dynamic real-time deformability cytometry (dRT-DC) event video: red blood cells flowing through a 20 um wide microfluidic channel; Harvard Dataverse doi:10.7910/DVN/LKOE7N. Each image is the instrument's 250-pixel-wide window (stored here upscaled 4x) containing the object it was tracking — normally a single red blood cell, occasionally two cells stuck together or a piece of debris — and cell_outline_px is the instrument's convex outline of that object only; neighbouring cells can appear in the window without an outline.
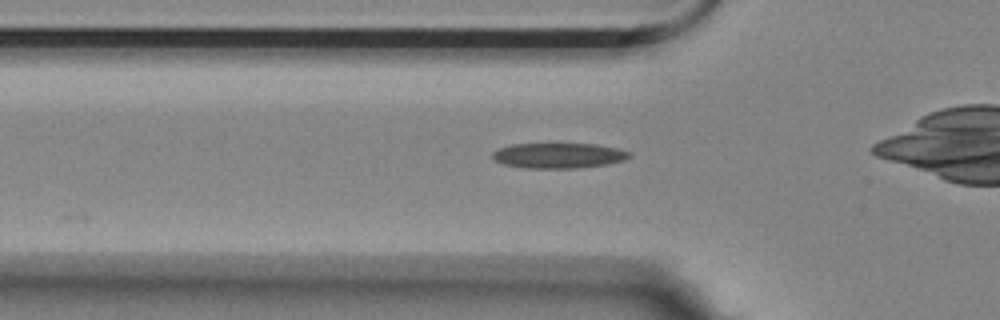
{"species": "Egyptian fruit bat (a non-hibernating species)", "species_latin": "Rousettus aegyptiacus", "temperature_condition": "room temperature", "stored_images_in_passage": 32, "camera_frame_rate_fps": 3000, "um_per_image_px": 0.085, "animal": {"sex": "female"}, "frame": {"image": 1, "passage_image": 3, "time_ms": 0.667, "image_size_px": [1000, 320], "cell_outline_px": [[632, 156], [624, 160], [608, 164], [576, 168], [524, 168], [504, 164], [492, 160], [492, 152], [500, 148], [512, 144], [596, 144], [616, 148], [632, 152]], "centroid_in_image_um": [47.48, 13.22], "position_along_channel_um": 78.3, "area_um2": 20.23}}
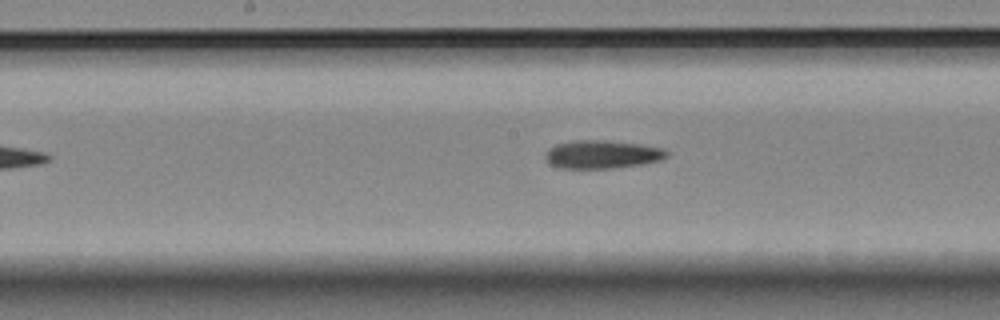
{"frame": {"image": 2, "passage_image": 13, "time_ms": 4.0, "image_size_px": [1000, 320], "cell_outline_px": [[668, 156], [664, 160], [640, 164], [612, 168], [560, 168], [548, 164], [544, 160], [544, 156], [548, 148], [556, 144], [576, 140], [604, 140], [640, 144], [664, 148], [668, 152]], "centroid_in_image_um": [51.16, 13.12], "position_along_channel_um": 197.0, "area_um2": 20.17}}
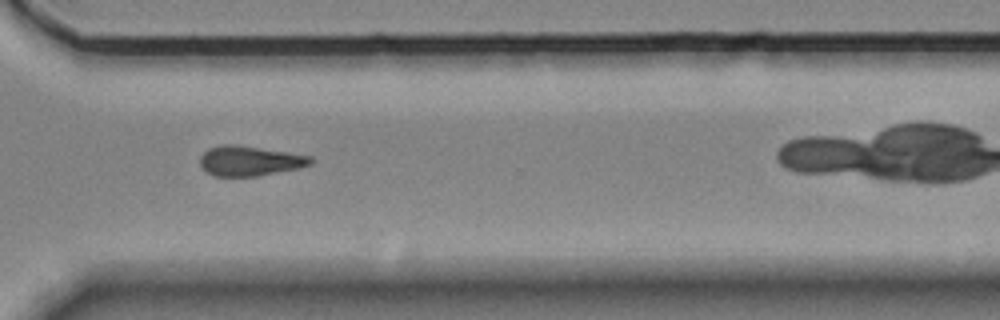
{"frame": {"image": 3, "passage_image": 26, "time_ms": 8.333, "image_size_px": [1000, 320], "cell_outline_px": [[312, 164], [300, 168], [256, 176], [212, 176], [204, 172], [200, 168], [200, 156], [208, 148], [220, 144], [236, 144], [288, 152], [312, 156]], "centroid_in_image_um": [21.18, 13.67], "position_along_channel_um": 349.4, "area_um2": 19.59}}